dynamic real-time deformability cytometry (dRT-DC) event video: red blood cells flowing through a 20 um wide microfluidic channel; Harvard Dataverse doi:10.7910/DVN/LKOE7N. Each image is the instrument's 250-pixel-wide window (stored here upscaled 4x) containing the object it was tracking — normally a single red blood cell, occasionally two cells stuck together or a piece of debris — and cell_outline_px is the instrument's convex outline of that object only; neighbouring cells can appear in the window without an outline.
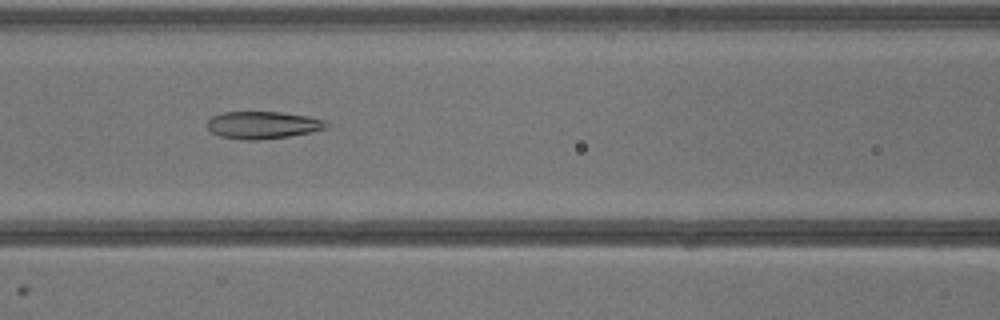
{"species": "common noctule bat (a hibernating species)", "species_latin": "Nyctalus noctula", "temperature_condition": "warm", "stored_images_in_passage": 6, "camera_frame_rate_fps": 3000, "um_per_image_px": 0.085, "animal": {"sex": "male", "body_mass_g": 13.3}, "frame": {"image": 1, "passage_image": 5, "time_ms": 5.0, "image_size_px": [1000, 320], "cell_outline_px": [[328, 124], [324, 128], [312, 132], [288, 136], [260, 140], [240, 140], [220, 136], [212, 132], [208, 128], [208, 120], [212, 116], [224, 112], [280, 112], [308, 116], [324, 120]], "centroid_in_image_um": [22.32, 10.63], "position_along_channel_um": 144.3, "area_um2": 18.9}}
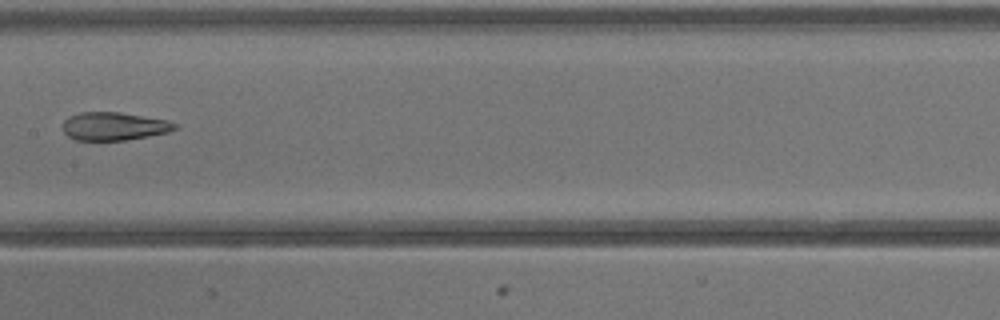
{"frame": {"image": 2, "passage_image": 6, "time_ms": 6.0, "image_size_px": [1000, 320], "cell_outline_px": [[180, 124], [176, 128], [168, 132], [148, 136], [124, 140], [76, 140], [68, 136], [64, 132], [64, 120], [68, 116], [80, 112], [120, 112], [168, 120]], "centroid_in_image_um": [9.71, 10.72], "position_along_channel_um": 197.7, "area_um2": 18.38}}